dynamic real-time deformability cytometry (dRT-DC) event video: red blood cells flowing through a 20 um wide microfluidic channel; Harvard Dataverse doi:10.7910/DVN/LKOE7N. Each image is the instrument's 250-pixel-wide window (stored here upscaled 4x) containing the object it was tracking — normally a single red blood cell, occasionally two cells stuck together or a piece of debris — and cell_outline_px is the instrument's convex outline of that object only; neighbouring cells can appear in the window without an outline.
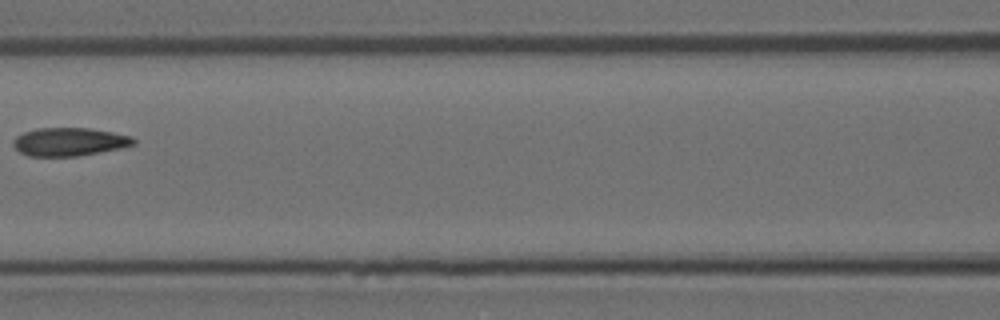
{"species": "Egyptian fruit bat (a non-hibernating species)", "species_latin": "Rousettus aegyptiacus", "temperature_condition": "room temperature", "stored_images_in_passage": 9, "camera_frame_rate_fps": 3000, "um_per_image_px": 0.085, "animal": {"sex": "female"}, "frame": {"image": 1, "passage_image": 9, "time_ms": 2.667, "image_size_px": [1000, 320], "cell_outline_px": [[136, 144], [120, 148], [100, 152], [76, 156], [28, 156], [20, 152], [12, 144], [12, 140], [16, 136], [24, 132], [36, 128], [88, 128], [112, 132], [132, 136], [136, 140]], "centroid_in_image_um": [5.88, 12.05], "position_along_channel_um": 160.7, "area_um2": 19.83}}